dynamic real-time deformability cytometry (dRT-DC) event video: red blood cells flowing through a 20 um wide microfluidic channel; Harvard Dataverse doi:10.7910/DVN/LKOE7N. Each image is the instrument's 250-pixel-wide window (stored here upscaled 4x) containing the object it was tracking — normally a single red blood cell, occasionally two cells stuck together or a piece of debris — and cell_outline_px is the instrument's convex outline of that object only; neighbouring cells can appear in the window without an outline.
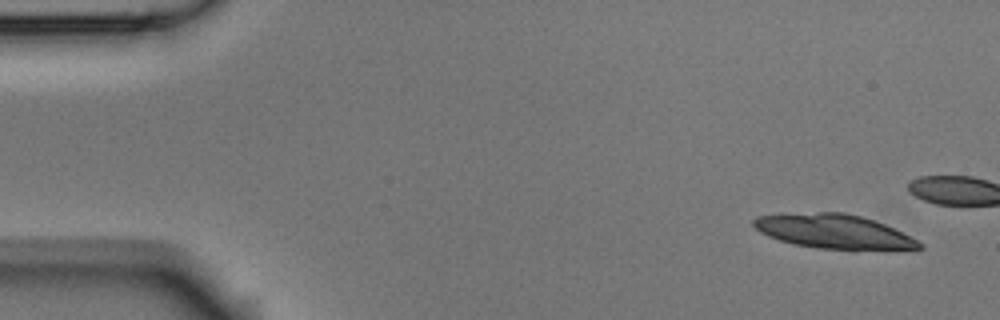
{"species": "Egyptian fruit bat (a non-hibernating species)", "species_latin": "Rousettus aegyptiacus", "temperature_condition": "room temperature", "stored_images_in_passage": 4, "camera_frame_rate_fps": 3000, "um_per_image_px": 0.085, "animal": {"sex": "male"}, "frame": {"image": 1, "passage_image": 1, "time_ms": 0.0, "image_size_px": [1000, 320], "cell_outline_px": [[924, 248], [856, 252], [852, 252], [816, 248], [792, 244], [768, 236], [760, 232], [752, 224], [752, 220], [756, 216], [820, 212], [844, 212], [860, 216], [884, 224], [924, 244]], "centroid_in_image_um": [70.91, 19.73], "position_along_channel_um": 14.1, "area_um2": 33.58}}